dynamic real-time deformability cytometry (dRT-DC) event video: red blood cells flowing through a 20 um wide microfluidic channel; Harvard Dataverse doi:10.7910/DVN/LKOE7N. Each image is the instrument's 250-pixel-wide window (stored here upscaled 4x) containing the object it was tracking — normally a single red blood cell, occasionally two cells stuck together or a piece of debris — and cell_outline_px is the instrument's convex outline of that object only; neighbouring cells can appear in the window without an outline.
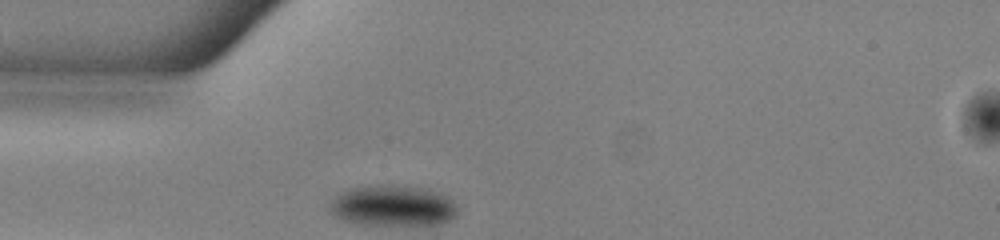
{"species": "common noctule bat (a hibernating species)", "species_latin": "Nyctalus noctula", "temperature_condition": "warm", "stored_images_in_passage": 28, "camera_frame_rate_fps": 3000, "um_per_image_px": 0.085, "animal": {"sex": "male", "body_mass_g": 13.0, "forearm_length_mm": 53.1}, "frame": {"image": 1, "passage_image": 1, "time_ms": 0.0, "image_size_px": [1000, 240], "cell_outline_px": [[456, 216], [440, 224], [364, 224], [344, 220], [332, 212], [328, 208], [328, 204], [344, 188], [376, 184], [404, 184], [428, 188], [440, 192], [448, 196], [456, 204]], "centroid_in_image_um": [33.4, 17.43], "position_along_channel_um": 51.6, "area_um2": 30.92}}
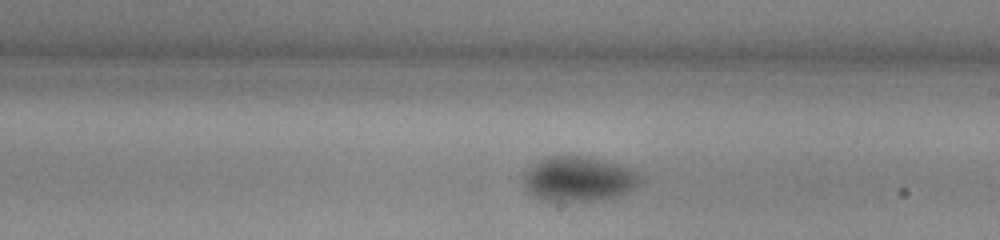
{"frame": {"image": 2, "passage_image": 16, "time_ms": 5.0, "image_size_px": [1000, 240], "cell_outline_px": [[644, 180], [636, 188], [628, 192], [616, 196], [600, 200], [544, 200], [528, 192], [524, 188], [524, 176], [532, 164], [540, 160], [552, 156], [580, 156], [628, 168], [636, 172]], "centroid_in_image_um": [49.19, 15.23], "position_along_channel_um": 239.8, "area_um2": 29.77}}
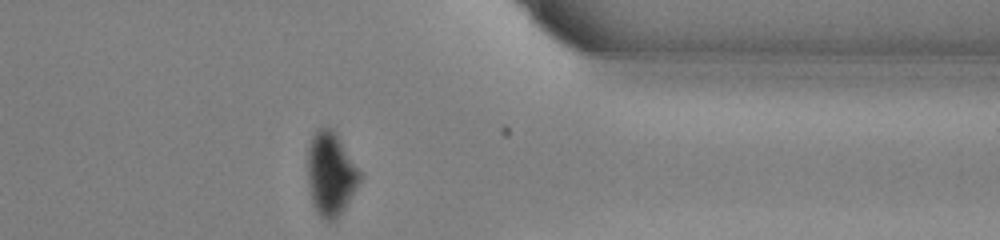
{"frame": {"image": 3, "passage_image": 28, "time_ms": 9.0, "image_size_px": [1000, 240], "cell_outline_px": [[360, 180], [356, 188], [344, 208], [336, 220], [328, 224], [316, 212], [312, 204], [308, 188], [308, 148], [312, 136], [316, 128], [332, 128], [336, 132], [360, 172]], "centroid_in_image_um": [28.08, 14.81], "position_along_channel_um": 383.3, "area_um2": 25.43}}